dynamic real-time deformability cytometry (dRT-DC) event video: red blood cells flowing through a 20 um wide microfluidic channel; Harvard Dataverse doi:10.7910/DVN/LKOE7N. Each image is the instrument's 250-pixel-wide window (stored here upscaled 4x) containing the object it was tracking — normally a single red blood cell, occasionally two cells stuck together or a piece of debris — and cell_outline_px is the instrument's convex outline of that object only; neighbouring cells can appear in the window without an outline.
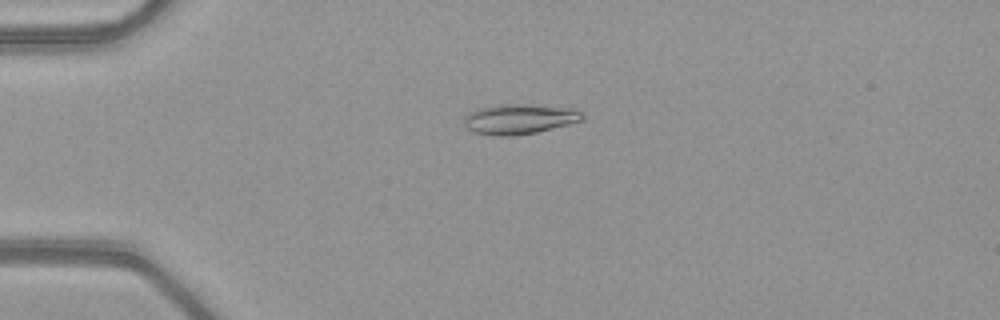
{"species": "common noctule bat (a hibernating species)", "species_latin": "Nyctalus noctula", "temperature_condition": "warm", "stored_images_in_passage": 51, "camera_frame_rate_fps": 3000, "um_per_image_px": 0.085, "animal": {"sex": "female", "body_mass_g": 21.9}, "frame": {"image": 1, "passage_image": 13, "time_ms": 4.0, "image_size_px": [1000, 320], "cell_outline_px": [[584, 120], [536, 132], [512, 136], [500, 136], [472, 132], [464, 124], [464, 116], [468, 112], [480, 108], [500, 104], [524, 104], [568, 108], [580, 112], [584, 116]], "centroid_in_image_um": [44.1, 10.12], "position_along_channel_um": 40.9, "area_um2": 20.52}}
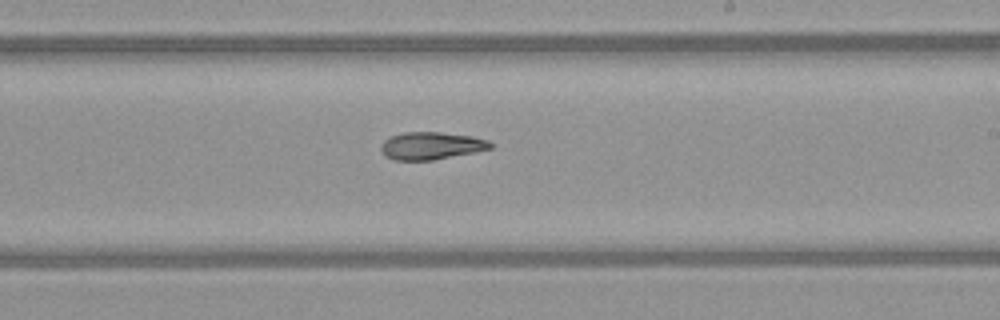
{"frame": {"image": 2, "passage_image": 31, "time_ms": 10.0, "image_size_px": [1000, 320], "cell_outline_px": [[492, 148], [476, 152], [432, 160], [396, 160], [384, 156], [380, 152], [380, 144], [384, 140], [392, 136], [404, 132], [440, 132], [472, 136], [488, 140], [492, 144]], "centroid_in_image_um": [36.63, 12.39], "position_along_channel_um": 252.4, "area_um2": 17.63}}
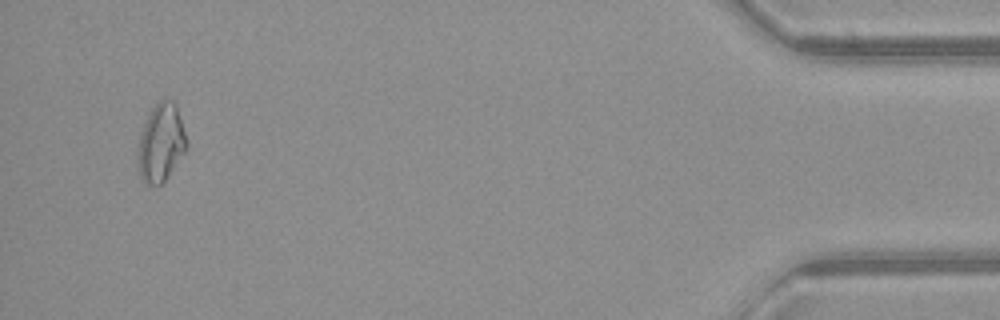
{"frame": {"image": 3, "passage_image": 49, "time_ms": 16.0, "image_size_px": [1000, 320], "cell_outline_px": [[188, 144], [184, 152], [168, 176], [160, 184], [144, 184], [140, 180], [136, 156], [136, 152], [140, 132], [152, 108], [160, 100], [176, 100]], "centroid_in_image_um": [13.65, 12.13], "position_along_channel_um": 421.5, "area_um2": 22.37}, "authors_computed_cell_mechanics": {"area_um2": 19.1318, "velocity_mm_per_s": 4.0891, "shape_relaxation_time_tau1_ms": null, "shape_relaxation_time_tau2_ms": 7.8118, "deformation_change_tau1": null, "deformation_change_tau2": 0.1611}}